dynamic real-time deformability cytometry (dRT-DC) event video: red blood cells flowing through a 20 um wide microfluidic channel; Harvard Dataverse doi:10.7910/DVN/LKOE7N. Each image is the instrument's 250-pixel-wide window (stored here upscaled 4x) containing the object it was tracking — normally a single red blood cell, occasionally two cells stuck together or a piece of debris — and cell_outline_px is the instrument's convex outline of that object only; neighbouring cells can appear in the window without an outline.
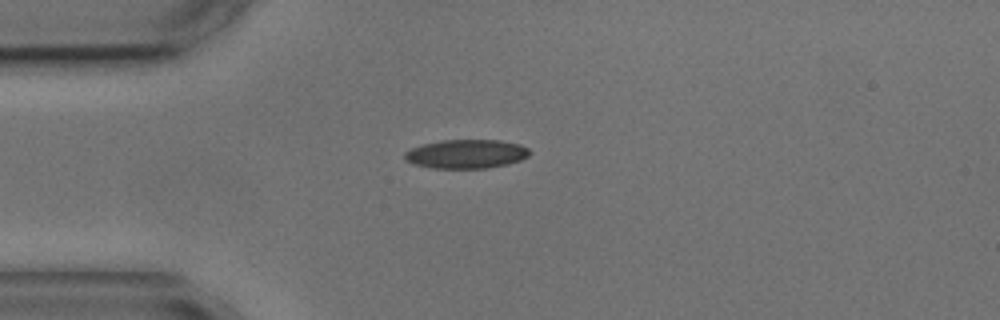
{"species": "common noctule bat (a hibernating species)", "species_latin": "Nyctalus noctula", "temperature_condition": "cold", "stored_images_in_passage": 1, "camera_frame_rate_fps": 3000, "um_per_image_px": 0.085, "animal": {"sex": "male", "body_mass_g": 17.9, "forearm_length_mm": 54.2}, "frame": {"image": 1, "passage_image": 1, "time_ms": 0.0, "image_size_px": [1000, 320], "cell_outline_px": [[532, 152], [528, 156], [520, 160], [508, 164], [484, 168], [432, 168], [412, 164], [404, 160], [404, 152], [412, 148], [424, 144], [440, 140], [500, 140], [520, 144], [528, 148]], "centroid_in_image_um": [39.63, 13.08], "position_along_channel_um": 45.4, "area_um2": 21.15}}